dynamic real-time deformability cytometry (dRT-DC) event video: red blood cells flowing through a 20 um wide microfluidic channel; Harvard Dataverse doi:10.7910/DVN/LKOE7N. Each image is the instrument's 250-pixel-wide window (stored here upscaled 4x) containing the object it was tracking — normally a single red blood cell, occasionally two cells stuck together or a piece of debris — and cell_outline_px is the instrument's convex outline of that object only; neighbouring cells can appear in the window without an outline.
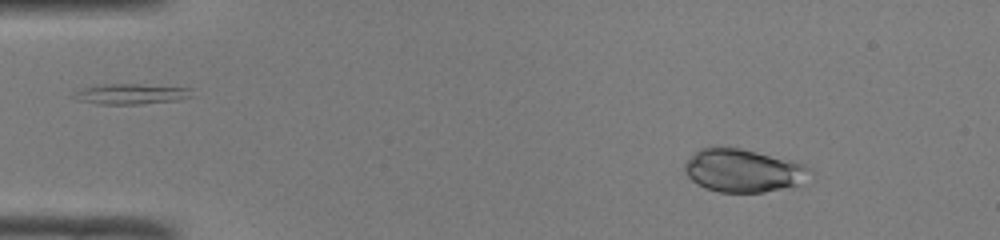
{"species": "common noctule bat (a hibernating species)", "species_latin": "Nyctalus noctula", "temperature_condition": "room temperature", "stored_images_in_passage": 49, "camera_frame_rate_fps": 3000, "um_per_image_px": 0.085, "animal": {"sex": "male", "body_mass_g": 19.0, "forearm_length_mm": 50.8}, "frame": {"image": 1, "passage_image": 6, "time_ms": 1.667, "image_size_px": [1000, 240], "cell_outline_px": [[812, 172], [796, 184], [764, 192], [720, 192], [704, 188], [696, 184], [684, 172], [684, 164], [700, 148], [740, 148], [792, 160], [804, 164]], "centroid_in_image_um": [63.12, 14.5], "position_along_channel_um": 21.9, "area_um2": 30.81}}
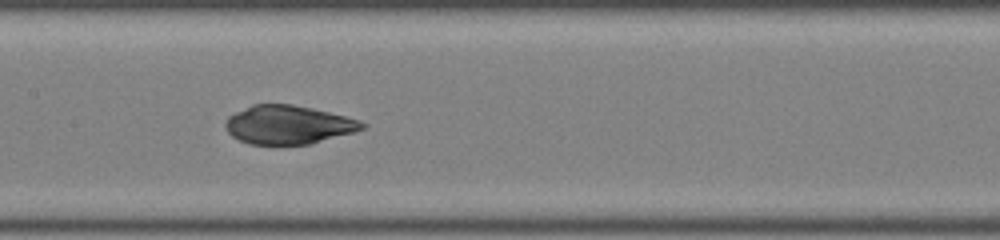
{"frame": {"image": 2, "passage_image": 24, "time_ms": 7.667, "image_size_px": [1000, 240], "cell_outline_px": [[368, 124], [364, 128], [352, 132], [312, 144], [248, 144], [232, 136], [224, 128], [224, 124], [228, 116], [252, 104], [292, 104], [312, 108], [360, 120]], "centroid_in_image_um": [24.48, 10.6], "position_along_channel_um": 182.9, "area_um2": 30.69}}
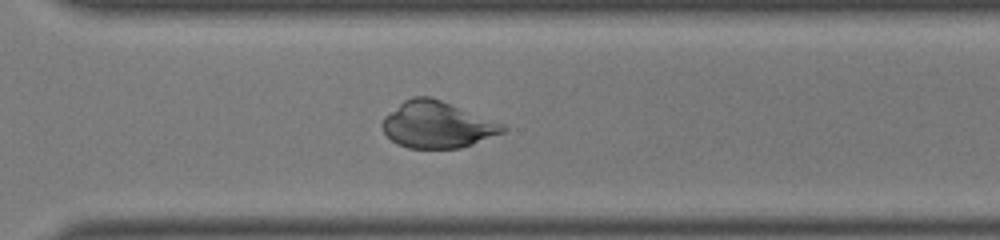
{"frame": {"image": 3, "passage_image": 35, "time_ms": 11.333, "image_size_px": [1000, 240], "cell_outline_px": [[508, 128], [504, 132], [472, 144], [460, 148], [408, 148], [396, 144], [384, 132], [380, 124], [384, 116], [404, 100], [412, 96], [432, 96], [504, 124]], "centroid_in_image_um": [37.14, 10.59], "position_along_channel_um": 333.5, "area_um2": 32.77}}